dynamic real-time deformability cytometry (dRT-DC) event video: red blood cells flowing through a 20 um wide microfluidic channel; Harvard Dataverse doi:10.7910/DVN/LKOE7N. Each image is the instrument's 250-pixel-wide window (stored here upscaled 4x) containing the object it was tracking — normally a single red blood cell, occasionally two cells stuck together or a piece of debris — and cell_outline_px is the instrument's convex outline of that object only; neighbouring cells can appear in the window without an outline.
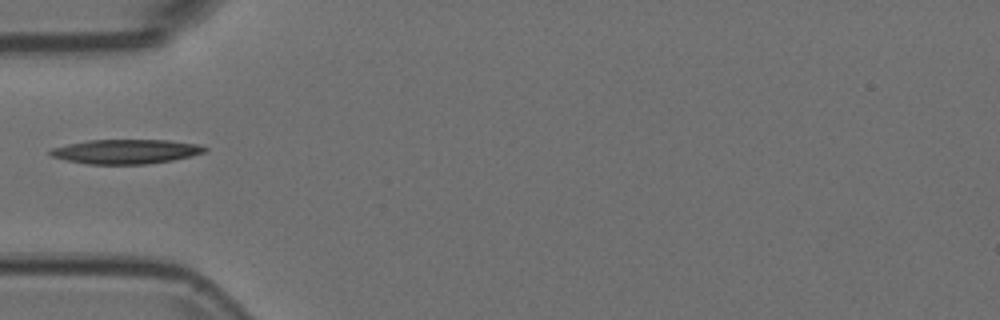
{"species": "Egyptian fruit bat (a non-hibernating species)", "species_latin": "Rousettus aegyptiacus", "temperature_condition": "room temperature", "stored_images_in_passage": 38, "camera_frame_rate_fps": 3000, "um_per_image_px": 0.085, "animal": {"sex": "female"}, "frame": {"image": 1, "passage_image": 1, "time_ms": 0.0, "image_size_px": [1000, 320], "cell_outline_px": [[208, 148], [204, 152], [192, 156], [172, 160], [148, 164], [88, 164], [68, 160], [52, 156], [48, 152], [52, 148], [68, 144], [88, 140], [168, 140], [196, 144]], "centroid_in_image_um": [10.71, 12.88], "position_along_channel_um": 74.3, "area_um2": 21.79}}
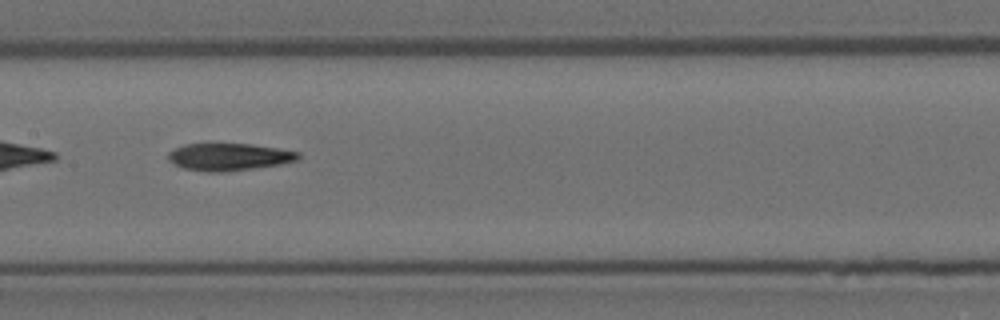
{"frame": {"image": 2, "passage_image": 10, "time_ms": 3.0, "image_size_px": [1000, 320], "cell_outline_px": [[300, 156], [296, 160], [280, 164], [224, 172], [208, 172], [184, 168], [176, 164], [168, 156], [168, 152], [184, 144], [212, 140], [252, 144], [300, 152]], "centroid_in_image_um": [19.43, 13.27], "position_along_channel_um": 188.0, "area_um2": 21.27}}
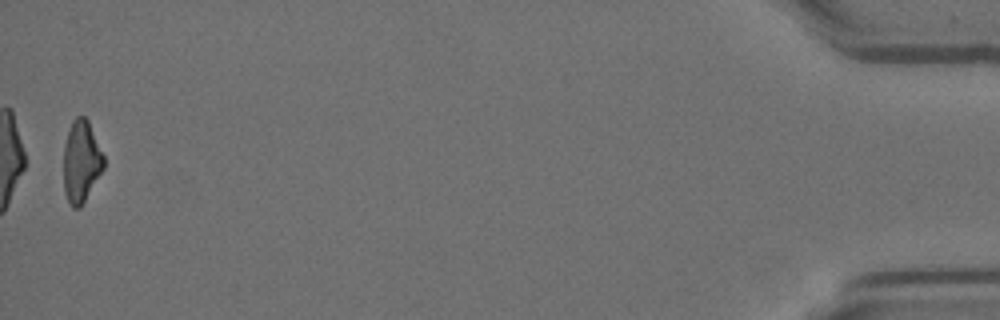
{"frame": {"image": 3, "passage_image": 37, "time_ms": 12.0, "image_size_px": [1000, 320], "cell_outline_px": [[104, 168], [80, 208], [72, 208], [68, 204], [64, 192], [64, 144], [72, 120], [76, 116], [84, 116], [88, 120], [104, 156]], "centroid_in_image_um": [6.89, 13.74], "position_along_channel_um": 428.3, "area_um2": 19.19}}